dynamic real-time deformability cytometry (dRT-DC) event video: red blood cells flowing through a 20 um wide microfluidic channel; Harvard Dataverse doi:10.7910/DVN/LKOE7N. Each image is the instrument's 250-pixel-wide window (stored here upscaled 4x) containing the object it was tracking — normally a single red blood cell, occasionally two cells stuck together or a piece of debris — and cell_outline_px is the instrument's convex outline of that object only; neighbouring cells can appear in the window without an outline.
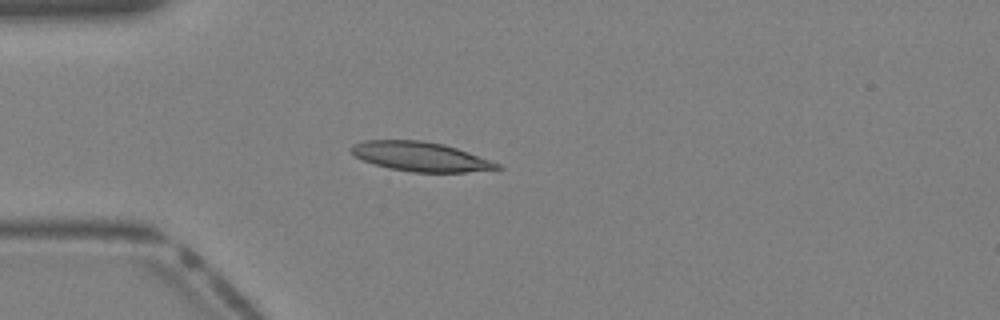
{"species": "Egyptian fruit bat (a non-hibernating species)", "species_latin": "Rousettus aegyptiacus", "temperature_condition": "warm", "stored_images_in_passage": 39, "camera_frame_rate_fps": 3000, "um_per_image_px": 0.085, "animal": {"sex": "female"}, "frame": {"image": 1, "passage_image": 10, "time_ms": 3.0, "image_size_px": [1000, 320], "cell_outline_px": [[504, 168], [464, 172], [412, 172], [388, 168], [364, 160], [356, 156], [348, 148], [352, 144], [364, 140], [424, 140], [444, 144], [468, 152], [500, 164]], "centroid_in_image_um": [35.72, 13.3], "position_along_channel_um": 49.3, "area_um2": 24.85}}
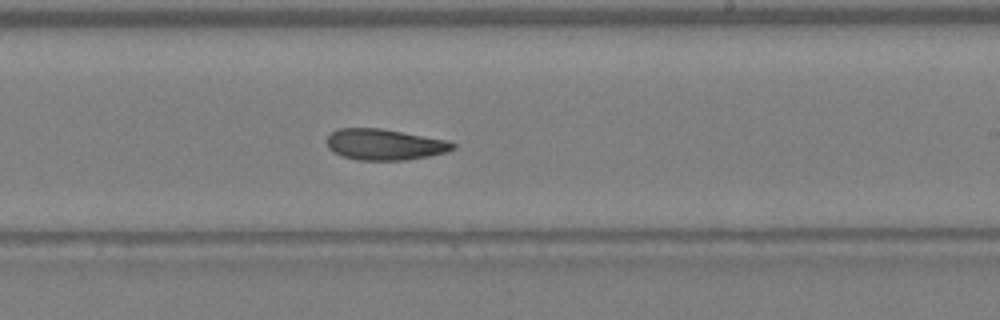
{"frame": {"image": 2, "passage_image": 23, "time_ms": 7.333, "image_size_px": [1000, 320], "cell_outline_px": [[456, 148], [448, 152], [428, 156], [404, 160], [360, 160], [344, 156], [332, 152], [328, 148], [324, 140], [332, 132], [340, 128], [380, 128], [448, 140], [456, 144]], "centroid_in_image_um": [32.69, 12.28], "position_along_channel_um": 256.3, "area_um2": 22.89}}
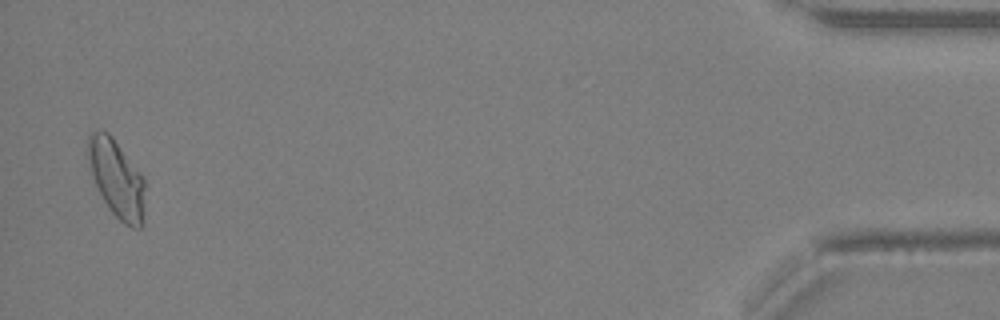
{"frame": {"image": 3, "passage_image": 38, "time_ms": 12.333, "image_size_px": [1000, 320], "cell_outline_px": [[144, 188], [140, 228], [132, 228], [124, 224], [112, 212], [104, 200], [92, 176], [84, 152], [88, 136], [92, 132], [108, 132], [112, 136], [144, 176]], "centroid_in_image_um": [9.86, 15.11], "position_along_channel_um": 425.3, "area_um2": 25.61}}